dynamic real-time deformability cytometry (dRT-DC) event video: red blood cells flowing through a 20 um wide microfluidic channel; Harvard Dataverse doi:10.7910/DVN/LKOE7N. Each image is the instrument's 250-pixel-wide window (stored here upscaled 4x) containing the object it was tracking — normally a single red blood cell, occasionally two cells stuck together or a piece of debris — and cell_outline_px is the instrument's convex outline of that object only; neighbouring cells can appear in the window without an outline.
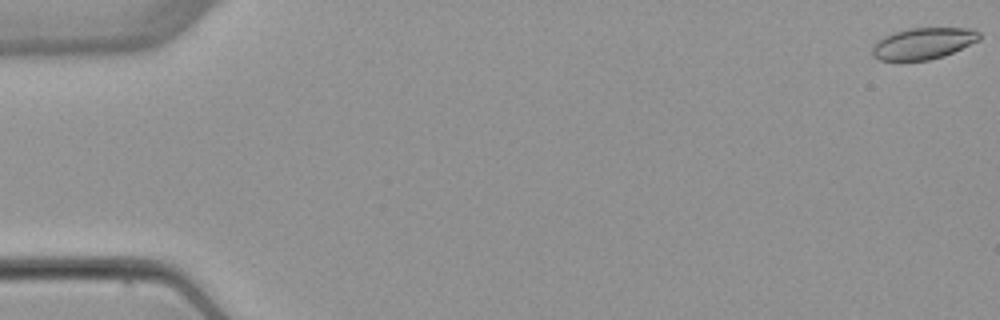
{"species": "common noctule bat (a hibernating species)", "species_latin": "Nyctalus noctula", "temperature_condition": "warm", "stored_images_in_passage": 6, "camera_frame_rate_fps": 3000, "um_per_image_px": 0.085, "animal": {"sex": "female", "body_mass_g": 22.7, "forearm_length_mm": 54.2}, "frame": {"image": 1, "passage_image": 1, "time_ms": 0.0, "image_size_px": [1000, 320], "cell_outline_px": [[980, 40], [944, 56], [928, 60], [880, 60], [872, 56], [872, 48], [876, 40], [884, 36], [896, 32], [912, 28], [972, 28], [980, 32]], "centroid_in_image_um": [78.48, 3.69], "position_along_channel_um": 6.5, "area_um2": 19.59}}
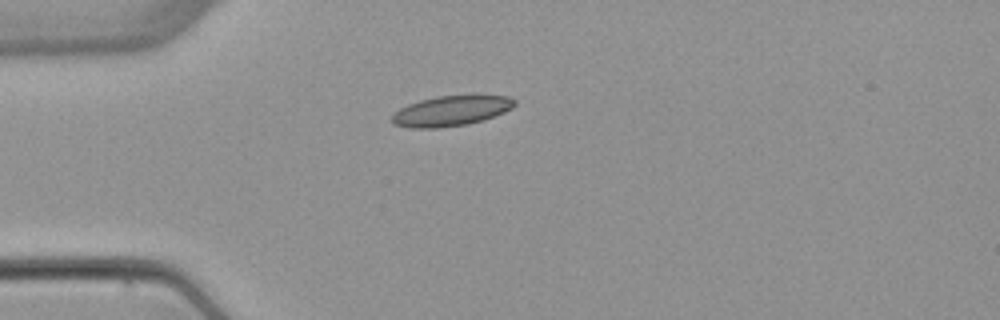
{"frame": {"image": 2, "passage_image": 4, "time_ms": 4.667, "image_size_px": [1000, 320], "cell_outline_px": [[516, 104], [512, 108], [504, 112], [484, 120], [468, 124], [440, 128], [408, 128], [392, 124], [392, 112], [408, 104], [420, 100], [436, 96], [472, 92], [508, 96], [516, 100]], "centroid_in_image_um": [38.39, 9.38], "position_along_channel_um": 46.6, "area_um2": 22.72}}
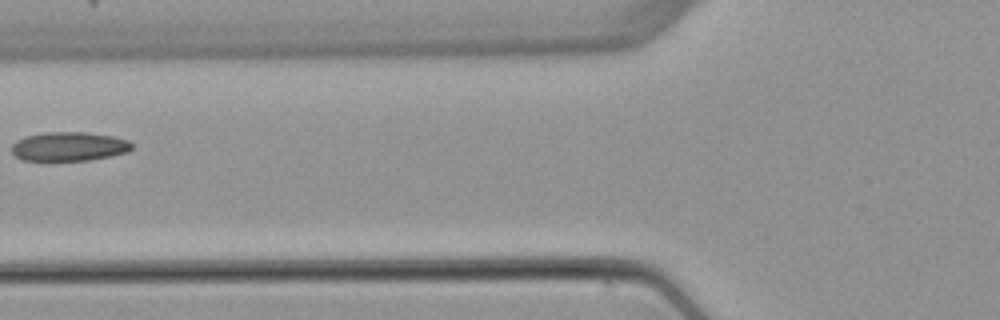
{"frame": {"image": 3, "passage_image": 6, "time_ms": 7.0, "image_size_px": [1000, 320], "cell_outline_px": [[132, 148], [128, 152], [112, 156], [88, 160], [24, 160], [16, 156], [12, 152], [12, 144], [16, 140], [28, 136], [48, 132], [84, 132], [112, 136], [128, 140], [132, 144]], "centroid_in_image_um": [5.89, 12.45], "position_along_channel_um": 119.9, "area_um2": 20.17}}